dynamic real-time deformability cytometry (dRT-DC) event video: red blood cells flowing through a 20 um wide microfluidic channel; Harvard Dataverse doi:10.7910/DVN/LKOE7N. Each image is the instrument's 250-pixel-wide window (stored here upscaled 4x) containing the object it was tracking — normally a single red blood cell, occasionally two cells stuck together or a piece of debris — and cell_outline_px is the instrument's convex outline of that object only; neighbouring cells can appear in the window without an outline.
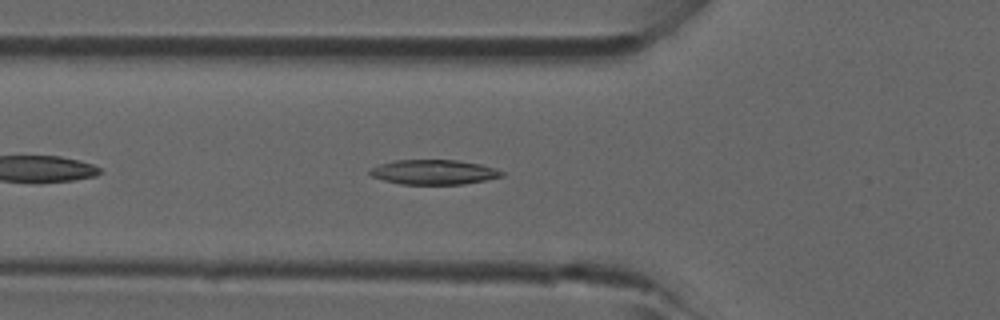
{"species": "common noctule bat (a hibernating species)", "species_latin": "Nyctalus noctula", "temperature_condition": "room temperature", "stored_images_in_passage": 36, "camera_frame_rate_fps": 3000, "um_per_image_px": 0.085, "animal": {"sex": "male", "forearm_length_mm": 52.5}, "frame": {"image": 1, "passage_image": 6, "time_ms": 1.667, "image_size_px": [1000, 320], "cell_outline_px": [[504, 176], [464, 184], [400, 184], [384, 180], [372, 176], [368, 172], [368, 168], [380, 164], [396, 160], [456, 160], [480, 164], [496, 168], [504, 172]], "centroid_in_image_um": [36.86, 14.62], "position_along_channel_um": 88.9, "area_um2": 19.02}}